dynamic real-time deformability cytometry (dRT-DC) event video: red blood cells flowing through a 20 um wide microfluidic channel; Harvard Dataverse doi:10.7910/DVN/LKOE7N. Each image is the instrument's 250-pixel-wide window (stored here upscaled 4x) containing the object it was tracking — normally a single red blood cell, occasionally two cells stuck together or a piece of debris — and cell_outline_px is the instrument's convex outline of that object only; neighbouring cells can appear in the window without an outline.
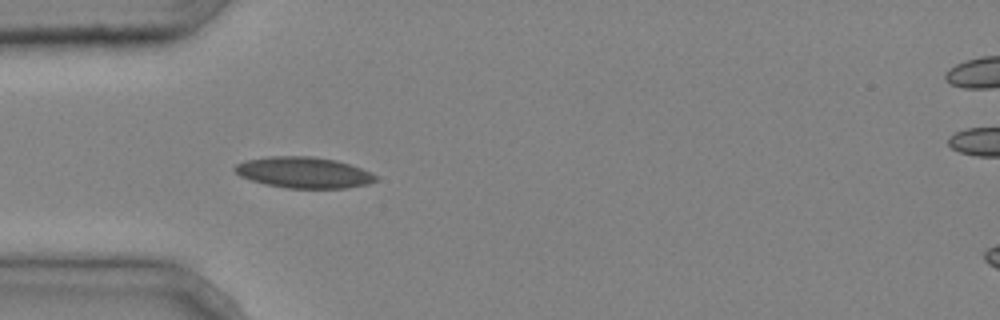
{"species": "common noctule bat (a hibernating species)", "species_latin": "Nyctalus noctula", "temperature_condition": "cold", "stored_images_in_passage": 5, "camera_frame_rate_fps": 3000, "um_per_image_px": 0.085, "animal": {"sex": "male", "body_mass_g": 20.4}, "frame": {"image": 1, "passage_image": 4, "time_ms": 1.0, "image_size_px": [1000, 320], "cell_outline_px": [[376, 180], [368, 184], [344, 188], [288, 188], [264, 184], [240, 176], [232, 168], [236, 164], [244, 160], [268, 156], [312, 156], [336, 160], [372, 172], [376, 176]], "centroid_in_image_um": [25.78, 14.65], "position_along_channel_um": 59.2, "area_um2": 25.49}}